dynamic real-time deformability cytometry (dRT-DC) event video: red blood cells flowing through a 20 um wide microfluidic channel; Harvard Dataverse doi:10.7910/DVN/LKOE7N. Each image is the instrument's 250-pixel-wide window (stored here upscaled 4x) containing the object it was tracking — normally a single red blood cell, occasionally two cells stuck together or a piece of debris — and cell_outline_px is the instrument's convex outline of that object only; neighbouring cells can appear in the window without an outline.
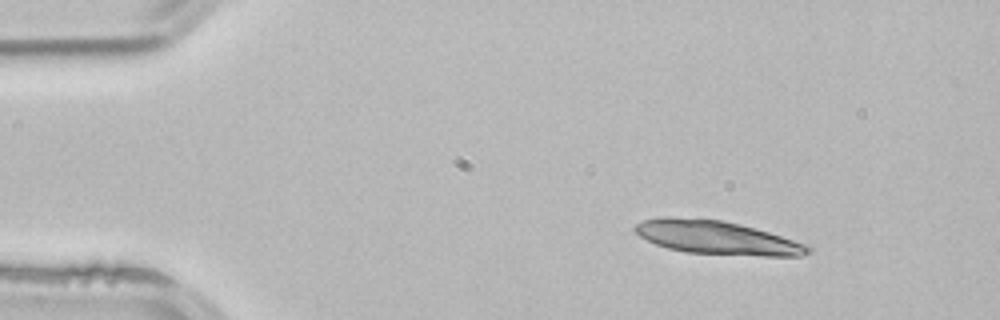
{"species": "common noctule bat (a hibernating species)", "species_latin": "Nyctalus noctula", "temperature_condition": "room temperature", "stored_images_in_passage": 6, "camera_frame_rate_fps": 3000, "um_per_image_px": 0.085, "animal": {"sex": "male", "body_mass_g": 21.5, "forearm_length_mm": 52.0}, "frame": {"image": 1, "passage_image": 1, "time_ms": 0.0, "image_size_px": [1000, 320], "cell_outline_px": [[812, 248], [808, 252], [800, 256], [764, 256], [688, 252], [668, 248], [656, 244], [640, 236], [632, 228], [636, 224], [644, 220], [664, 216], [724, 220], [756, 228], [804, 244]], "centroid_in_image_um": [60.89, 20.18], "position_along_channel_um": 24.1, "area_um2": 33.35}}